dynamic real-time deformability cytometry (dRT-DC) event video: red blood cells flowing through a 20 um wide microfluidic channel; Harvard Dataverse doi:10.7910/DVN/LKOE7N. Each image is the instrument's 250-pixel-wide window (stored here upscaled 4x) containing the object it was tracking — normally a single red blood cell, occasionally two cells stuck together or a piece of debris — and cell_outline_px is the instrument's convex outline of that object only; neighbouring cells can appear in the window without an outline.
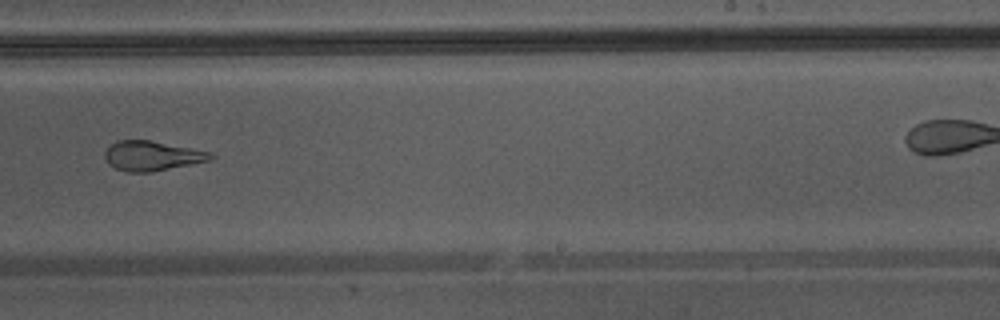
{"species": "Egyptian fruit bat (a non-hibernating species)", "species_latin": "Rousettus aegyptiacus", "temperature_condition": "warm", "stored_images_in_passage": 39, "camera_frame_rate_fps": 3000, "um_per_image_px": 0.085, "animal": {"sex": "male"}, "frame": {"image": 1, "passage_image": 28, "time_ms": 9.0, "image_size_px": [1000, 320], "cell_outline_px": [[216, 156], [212, 160], [148, 172], [128, 172], [116, 168], [108, 164], [104, 156], [104, 152], [112, 144], [120, 140], [148, 140], [212, 152]], "centroid_in_image_um": [12.93, 13.24], "position_along_channel_um": 276.1, "area_um2": 18.09}}